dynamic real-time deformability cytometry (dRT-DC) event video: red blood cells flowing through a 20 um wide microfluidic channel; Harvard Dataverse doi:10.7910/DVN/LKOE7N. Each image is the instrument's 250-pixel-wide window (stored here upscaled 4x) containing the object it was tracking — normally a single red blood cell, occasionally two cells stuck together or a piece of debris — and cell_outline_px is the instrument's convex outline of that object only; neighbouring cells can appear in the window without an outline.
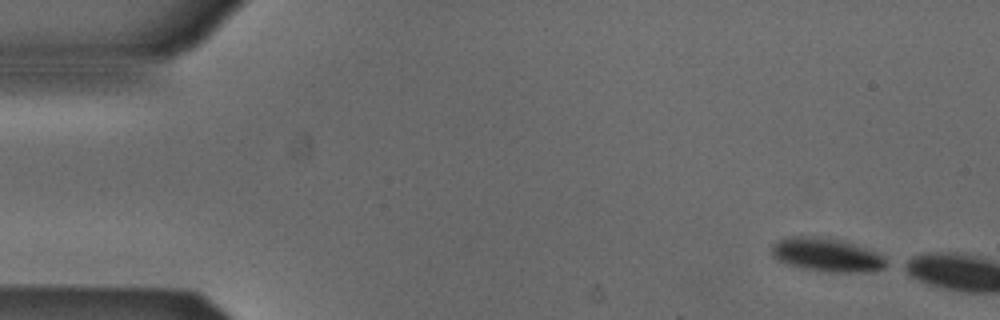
{"species": "Egyptian fruit bat (a non-hibernating species)", "species_latin": "Rousettus aegyptiacus", "temperature_condition": "cold", "stored_images_in_passage": 3, "camera_frame_rate_fps": 3000, "um_per_image_px": 0.085, "animal": {"sex": "male"}, "frame": {"image": 1, "passage_image": 1, "time_ms": 0.0, "image_size_px": [1000, 320], "cell_outline_px": [[892, 264], [884, 268], [872, 272], [824, 272], [800, 268], [784, 264], [776, 260], [772, 256], [772, 244], [776, 240], [784, 236], [828, 236], [844, 240], [876, 252], [884, 256]], "centroid_in_image_um": [70.27, 21.66], "position_along_channel_um": 14.7, "area_um2": 23.41}}